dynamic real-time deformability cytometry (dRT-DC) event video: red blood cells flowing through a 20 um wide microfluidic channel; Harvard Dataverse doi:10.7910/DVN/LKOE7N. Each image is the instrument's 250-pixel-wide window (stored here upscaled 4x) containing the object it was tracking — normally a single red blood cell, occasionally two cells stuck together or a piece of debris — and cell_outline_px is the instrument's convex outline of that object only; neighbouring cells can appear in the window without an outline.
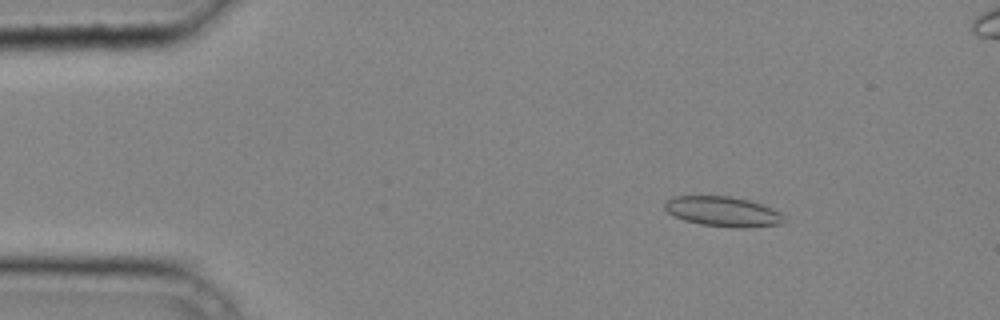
{"species": "common noctule bat (a hibernating species)", "species_latin": "Nyctalus noctula", "temperature_condition": "cold", "stored_images_in_passage": 42, "camera_frame_rate_fps": 3000, "um_per_image_px": 0.085, "animal": {"sex": "male", "body_mass_g": 20.4}, "frame": {"image": 1, "passage_image": 6, "time_ms": 1.667, "image_size_px": [1000, 320], "cell_outline_px": [[784, 220], [780, 224], [740, 228], [700, 224], [684, 220], [668, 212], [664, 208], [664, 204], [672, 196], [728, 196], [748, 200], [760, 204], [780, 212]], "centroid_in_image_um": [61.41, 17.97], "position_along_channel_um": 23.6, "area_um2": 20.46}}
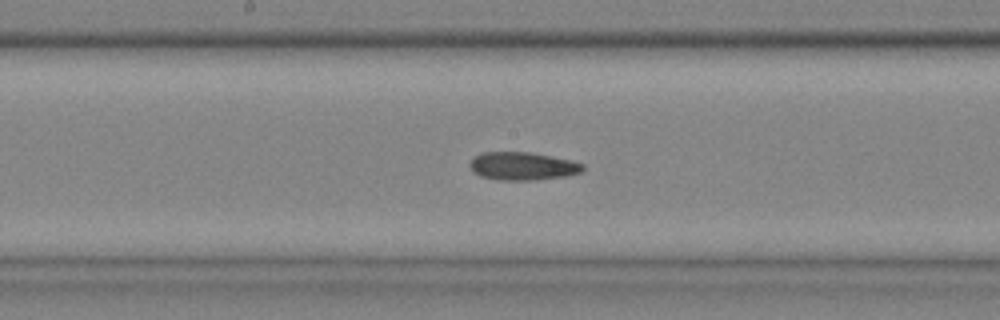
{"frame": {"image": 2, "passage_image": 22, "time_ms": 7.0, "image_size_px": [1000, 320], "cell_outline_px": [[584, 168], [580, 172], [568, 176], [536, 180], [496, 180], [480, 176], [472, 172], [468, 164], [480, 152], [528, 152], [572, 160], [584, 164]], "centroid_in_image_um": [44.4, 14.13], "position_along_channel_um": 203.8, "area_um2": 18.61}}
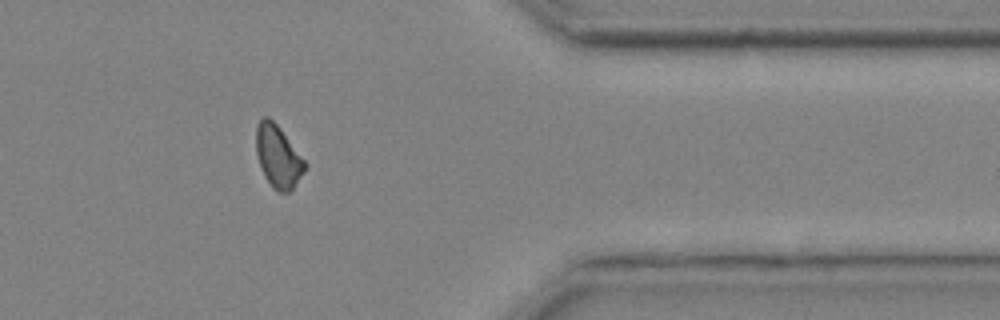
{"frame": {"image": 3, "passage_image": 35, "time_ms": 11.333, "image_size_px": [1000, 320], "cell_outline_px": [[308, 164], [304, 172], [292, 188], [288, 192], [280, 192], [272, 188], [264, 176], [256, 152], [256, 124], [264, 116], [268, 116], [280, 128]], "centroid_in_image_um": [23.63, 13.29], "position_along_channel_um": 387.8, "area_um2": 17.63}}